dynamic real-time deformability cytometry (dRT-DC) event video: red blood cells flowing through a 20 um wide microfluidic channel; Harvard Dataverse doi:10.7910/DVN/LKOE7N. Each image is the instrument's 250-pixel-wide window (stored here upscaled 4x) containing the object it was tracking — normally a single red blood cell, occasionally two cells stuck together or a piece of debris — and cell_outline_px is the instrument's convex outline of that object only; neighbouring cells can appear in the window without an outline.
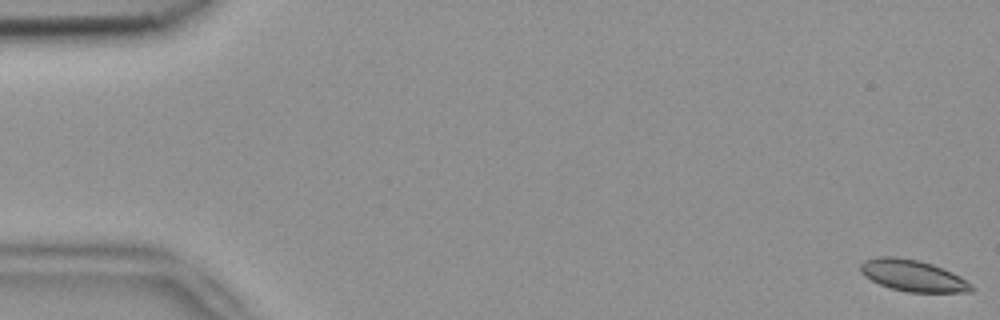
{"species": "common noctule bat (a hibernating species)", "species_latin": "Nyctalus noctula", "temperature_condition": "room temperature", "stored_images_in_passage": 6, "segment_of_instrument_passage": [1, 2], "camera_frame_rate_fps": 3000, "um_per_image_px": 0.085, "animal": {"sex": "female", "body_mass_g": 18.4}, "frame": {"image": 1, "passage_image": 1, "time_ms": 0.0, "image_size_px": [1000, 320], "cell_outline_px": [[976, 288], [972, 292], [908, 292], [892, 288], [880, 284], [864, 276], [860, 272], [860, 264], [864, 260], [880, 256], [892, 256], [920, 260], [932, 264], [952, 272], [960, 276], [972, 284]], "centroid_in_image_um": [77.61, 23.42], "position_along_channel_um": 7.4, "area_um2": 20.4}}
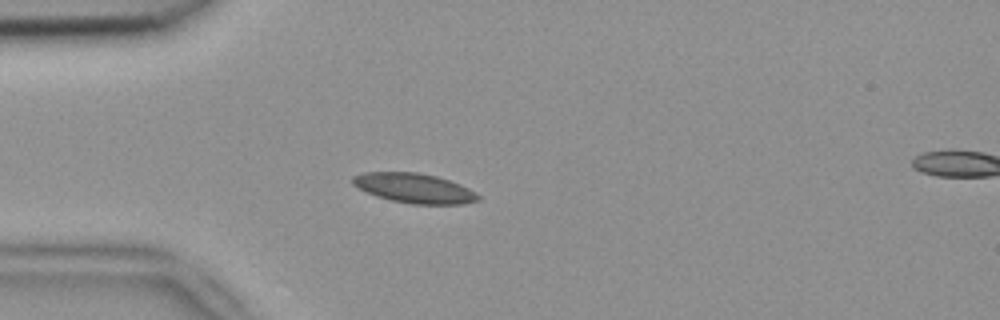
{"frame": {"image": 2, "passage_image": 5, "time_ms": 1.333, "image_size_px": [1000, 320], "cell_outline_px": [[480, 200], [464, 204], [412, 204], [392, 200], [376, 196], [352, 184], [352, 176], [364, 172], [416, 172], [436, 176], [460, 184], [476, 192], [480, 196]], "centroid_in_image_um": [35.23, 15.99], "position_along_channel_um": 49.8, "area_um2": 21.62}}